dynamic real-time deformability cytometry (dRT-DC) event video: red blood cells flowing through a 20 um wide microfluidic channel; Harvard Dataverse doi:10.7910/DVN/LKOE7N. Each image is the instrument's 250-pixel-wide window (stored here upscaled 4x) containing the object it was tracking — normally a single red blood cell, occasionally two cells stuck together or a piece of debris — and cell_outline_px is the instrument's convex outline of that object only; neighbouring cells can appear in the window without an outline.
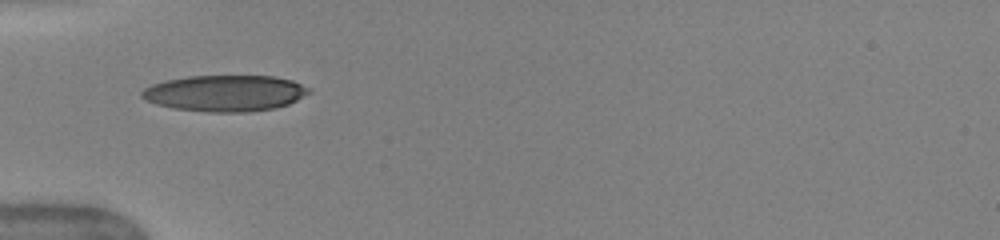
{"species": "human", "species_latin": "Homo sapiens", "temperature_condition": "warm", "stored_images_in_passage": 33, "camera_frame_rate_fps": 3000, "um_per_image_px": 0.085, "donor": {"sex": "female"}, "frame": {"image": 1, "passage_image": 1, "time_ms": 0.0, "image_size_px": [1000, 240], "cell_outline_px": [[312, 92], [288, 104], [276, 108], [248, 112], [208, 112], [176, 108], [156, 104], [140, 96], [140, 92], [144, 88], [152, 84], [164, 80], [188, 76], [272, 76], [292, 80], [308, 88]], "centroid_in_image_um": [19.12, 7.92], "position_along_channel_um": 65.9, "area_um2": 35.2}}
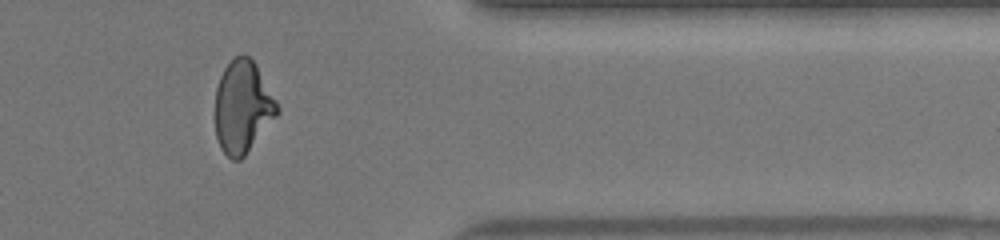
{"frame": {"image": 2, "passage_image": 20, "time_ms": 8.333, "image_size_px": [1000, 240], "cell_outline_px": [[280, 112], [244, 156], [240, 160], [232, 160], [220, 148], [216, 136], [216, 88], [220, 76], [224, 68], [236, 56], [244, 52], [256, 64], [276, 100], [280, 108]], "centroid_in_image_um": [20.63, 9.08], "position_along_channel_um": 390.8, "area_um2": 33.29}, "authors_computed_cell_mechanics": {"area_um2": 33.8708, "velocity_mm_per_s": 4.0756, "shape_relaxation_time_tau1_ms": 4.1988, "shape_relaxation_time_tau2_ms": 0.9194, "deformation_change_tau1": 0.2009, "deformation_change_tau2": 0.0782}}